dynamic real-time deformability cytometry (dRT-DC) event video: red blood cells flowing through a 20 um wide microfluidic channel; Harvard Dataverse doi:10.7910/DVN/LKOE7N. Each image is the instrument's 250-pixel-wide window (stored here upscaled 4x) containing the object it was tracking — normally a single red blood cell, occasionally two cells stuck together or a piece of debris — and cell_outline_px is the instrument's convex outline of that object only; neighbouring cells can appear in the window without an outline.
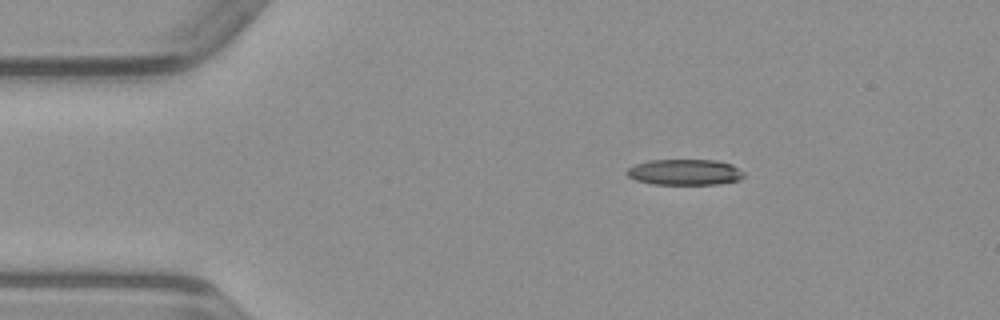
{"species": "common noctule bat (a hibernating species)", "species_latin": "Nyctalus noctula", "temperature_condition": "warm", "stored_images_in_passage": 42, "camera_frame_rate_fps": 3000, "um_per_image_px": 0.085, "animal": {"sex": "male", "body_mass_g": 23.1, "forearm_length_mm": 52.7}, "frame": {"image": 1, "passage_image": 1, "time_ms": 0.0, "image_size_px": [1000, 320], "cell_outline_px": [[744, 176], [740, 180], [720, 184], [652, 184], [636, 180], [628, 176], [624, 172], [628, 168], [636, 164], [648, 160], [716, 160], [732, 164], [744, 172]], "centroid_in_image_um": [58.21, 14.63], "position_along_channel_um": 26.8, "area_um2": 17.74}}
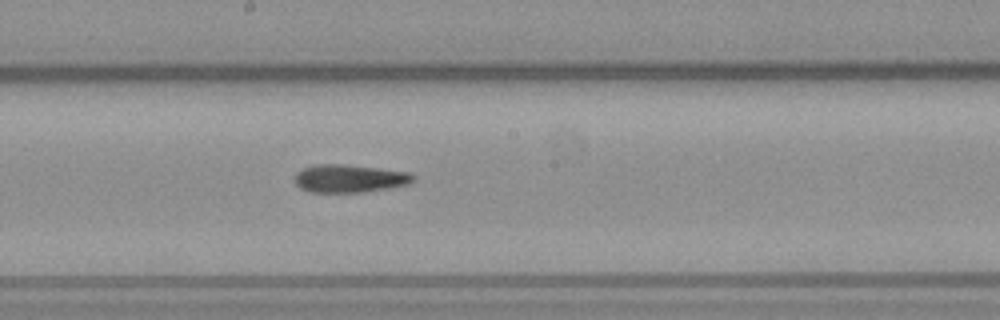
{"frame": {"image": 2, "passage_image": 19, "time_ms": 6.0, "image_size_px": [1000, 320], "cell_outline_px": [[416, 180], [408, 184], [388, 188], [364, 192], [308, 192], [300, 188], [296, 184], [296, 172], [304, 168], [316, 164], [344, 164], [408, 172], [416, 176]], "centroid_in_image_um": [29.72, 15.17], "position_along_channel_um": 218.5, "area_um2": 19.25}}
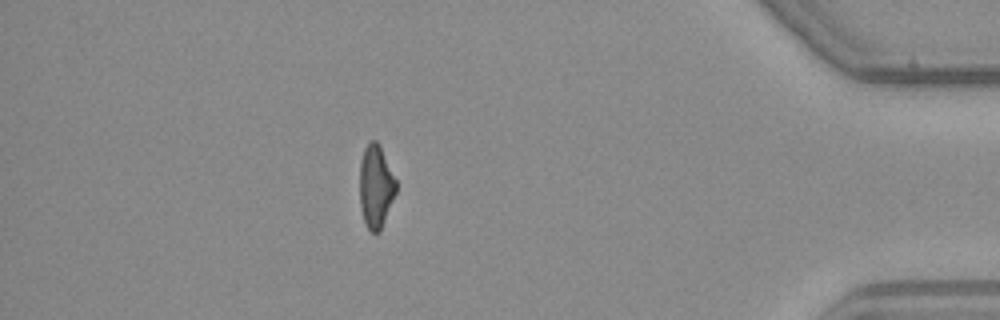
{"frame": {"image": 3, "passage_image": 36, "time_ms": 11.667, "image_size_px": [1000, 320], "cell_outline_px": [[396, 192], [380, 232], [372, 232], [368, 228], [364, 220], [360, 208], [360, 160], [364, 148], [368, 140], [376, 140], [380, 144], [396, 180]], "centroid_in_image_um": [31.94, 15.81], "position_along_channel_um": 403.3, "area_um2": 17.69}}